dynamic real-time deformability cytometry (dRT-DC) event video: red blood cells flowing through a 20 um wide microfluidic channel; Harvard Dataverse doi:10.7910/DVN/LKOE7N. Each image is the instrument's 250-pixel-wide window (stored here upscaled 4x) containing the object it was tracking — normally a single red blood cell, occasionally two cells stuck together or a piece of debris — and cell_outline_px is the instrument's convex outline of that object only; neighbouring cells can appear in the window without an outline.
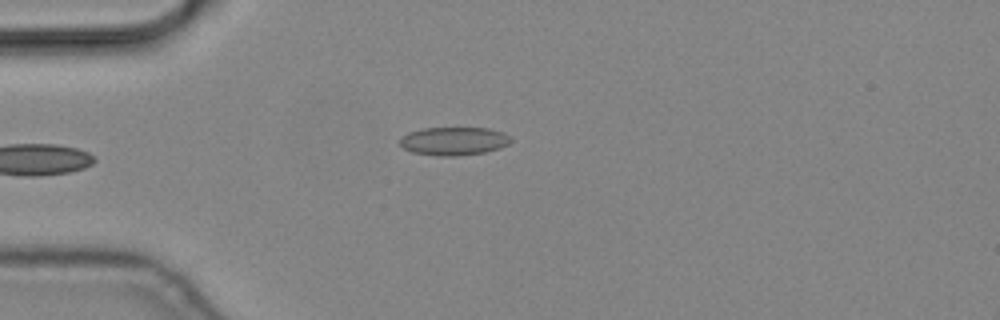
{"species": "common noctule bat (a hibernating species)", "species_latin": "Nyctalus noctula", "temperature_condition": "cold", "stored_images_in_passage": 6, "camera_frame_rate_fps": 3000, "um_per_image_px": 0.085, "animal": {"sex": "male", "body_mass_g": 19.2, "forearm_length_mm": 51.8}, "frame": {"image": 1, "passage_image": 6, "time_ms": 1.667, "image_size_px": [1000, 320], "cell_outline_px": [[512, 140], [508, 144], [500, 148], [484, 152], [456, 156], [440, 156], [412, 152], [404, 148], [400, 144], [400, 136], [408, 132], [424, 128], [488, 128], [504, 132], [512, 136]], "centroid_in_image_um": [38.59, 11.98], "position_along_channel_um": 46.4, "area_um2": 18.38}}